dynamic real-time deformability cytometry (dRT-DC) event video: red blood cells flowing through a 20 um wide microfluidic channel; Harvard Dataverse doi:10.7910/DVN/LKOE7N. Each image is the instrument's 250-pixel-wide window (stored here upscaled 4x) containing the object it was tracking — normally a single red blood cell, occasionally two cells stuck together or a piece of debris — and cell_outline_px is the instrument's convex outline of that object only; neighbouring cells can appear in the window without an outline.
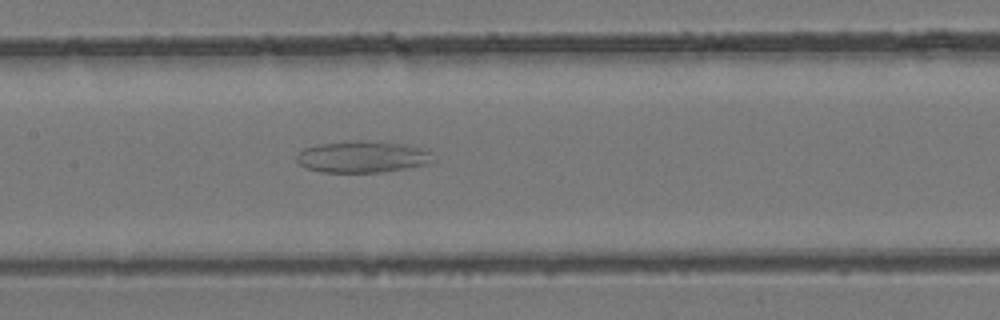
{"species": "common noctule bat (a hibernating species)", "species_latin": "Nyctalus noctula", "temperature_condition": "room temperature", "stored_images_in_passage": 38, "camera_frame_rate_fps": 3000, "um_per_image_px": 0.085, "animal": {"sex": "female", "body_mass_g": 24.6, "forearm_length_mm": 56.2}, "frame": {"image": 1, "passage_image": 16, "time_ms": 5.0, "image_size_px": [1000, 320], "cell_outline_px": [[436, 160], [424, 164], [404, 168], [380, 172], [320, 172], [304, 168], [296, 160], [296, 156], [304, 148], [316, 144], [348, 140], [360, 140], [404, 144], [420, 148], [428, 152]], "centroid_in_image_um": [30.73, 13.32], "position_along_channel_um": 176.7, "area_um2": 25.09}}
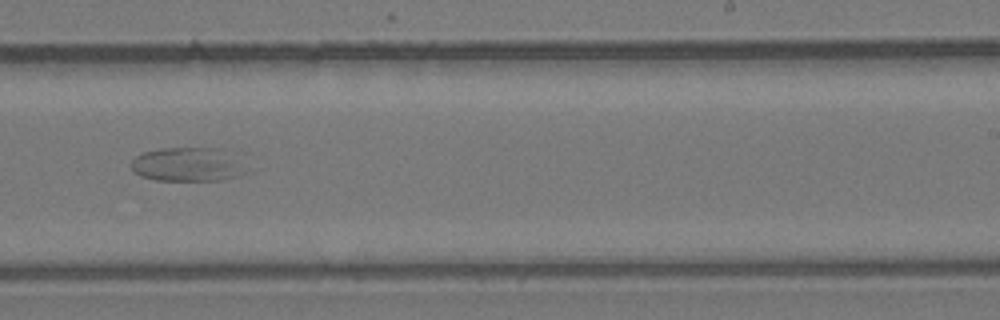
{"frame": {"image": 2, "passage_image": 22, "time_ms": 7.0, "image_size_px": [1000, 320], "cell_outline_px": [[236, 176], [220, 180], [156, 180], [140, 176], [132, 168], [132, 160], [136, 156], [144, 152], [160, 148], [216, 148], [236, 172]], "centroid_in_image_um": [15.56, 13.99], "position_along_channel_um": 273.4, "area_um2": 20.52}}
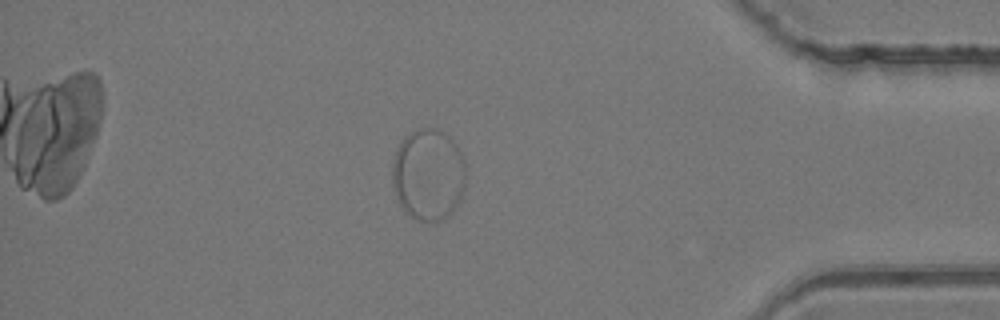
{"frame": {"image": 3, "passage_image": 32, "time_ms": 10.333, "image_size_px": [1000, 320], "cell_outline_px": [[464, 188], [460, 200], [452, 212], [444, 220], [416, 220], [404, 212], [396, 196], [392, 184], [392, 164], [396, 148], [400, 140], [404, 136], [416, 128], [436, 128], [444, 132], [456, 144], [464, 160]], "centroid_in_image_um": [36.38, 14.82], "position_along_channel_um": 398.8, "area_um2": 39.65}}